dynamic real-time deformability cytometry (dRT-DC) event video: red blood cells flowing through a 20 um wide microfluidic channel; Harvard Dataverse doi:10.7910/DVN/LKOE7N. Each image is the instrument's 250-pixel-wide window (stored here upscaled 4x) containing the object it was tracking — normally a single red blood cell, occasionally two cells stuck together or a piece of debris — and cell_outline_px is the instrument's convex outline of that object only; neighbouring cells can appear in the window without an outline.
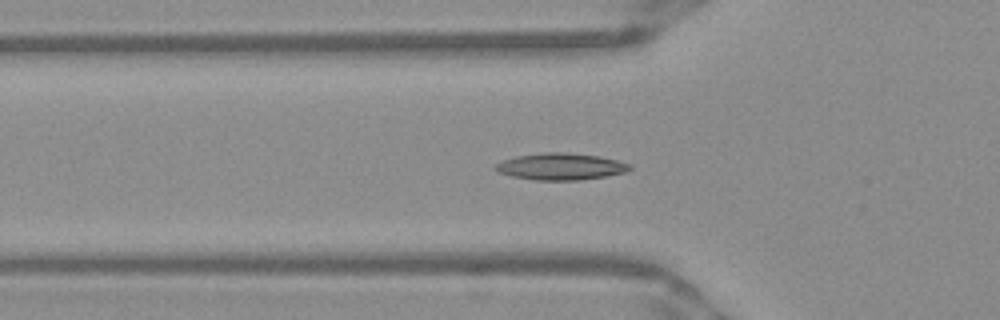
{"species": "Egyptian fruit bat (a non-hibernating species)", "species_latin": "Rousettus aegyptiacus", "temperature_condition": "warm", "stored_images_in_passage": 53, "camera_frame_rate_fps": 3000, "um_per_image_px": 0.085, "frame": {"image": 1, "passage_image": 18, "time_ms": 5.667, "image_size_px": [1000, 320], "cell_outline_px": [[632, 168], [624, 172], [608, 176], [580, 180], [532, 180], [512, 176], [500, 172], [492, 168], [496, 164], [504, 160], [516, 156], [544, 152], [568, 152], [600, 156], [632, 164]], "centroid_in_image_um": [47.68, 14.15], "position_along_channel_um": 78.1, "area_um2": 21.04}}
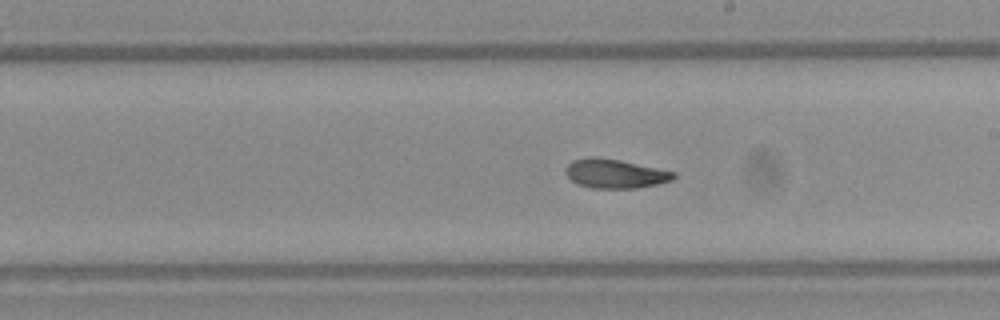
{"frame": {"image": 2, "passage_image": 30, "time_ms": 9.667, "image_size_px": [1000, 320], "cell_outline_px": [[676, 176], [672, 180], [656, 184], [636, 188], [592, 188], [576, 184], [564, 172], [568, 164], [572, 160], [588, 156], [596, 156], [620, 160], [676, 172]], "centroid_in_image_um": [52.25, 14.75], "position_along_channel_um": 236.8, "area_um2": 18.38}}
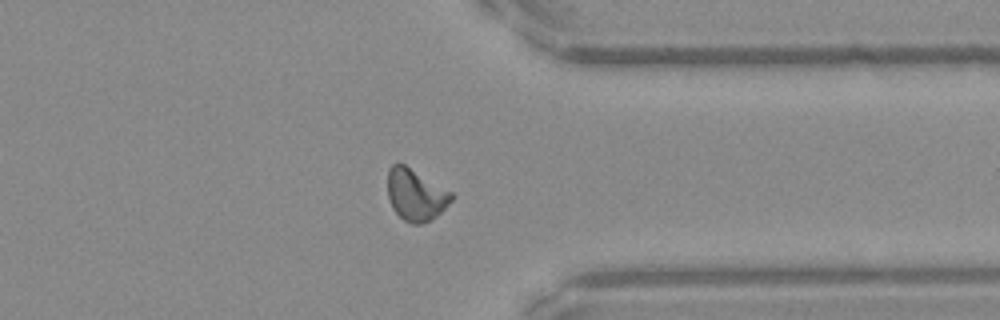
{"frame": {"image": 3, "passage_image": 41, "time_ms": 13.333, "image_size_px": [1000, 320], "cell_outline_px": [[456, 196], [436, 216], [420, 224], [412, 224], [404, 220], [392, 208], [388, 196], [388, 168], [392, 164], [404, 164], [452, 192]], "centroid_in_image_um": [35.33, 16.55], "position_along_channel_um": 376.1, "area_um2": 19.02}, "authors_computed_cell_mechanics": {"area_um2": 18.3804, "velocity_mm_per_s": 3.9348, "shape_relaxation_time_tau1_ms": 7.7429, "shape_relaxation_time_tau2_ms": 2.5258, "deformation_change_tau1": 0.2123, "deformation_change_tau2": 0.0885}}